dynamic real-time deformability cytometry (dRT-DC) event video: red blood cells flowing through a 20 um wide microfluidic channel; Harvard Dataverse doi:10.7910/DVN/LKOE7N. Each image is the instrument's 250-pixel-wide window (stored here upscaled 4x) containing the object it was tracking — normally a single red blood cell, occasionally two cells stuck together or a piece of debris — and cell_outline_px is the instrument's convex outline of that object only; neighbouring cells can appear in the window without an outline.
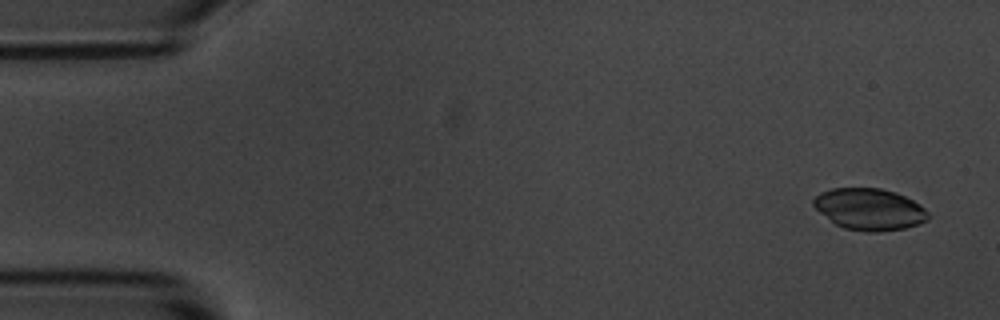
{"species": "common noctule bat (a hibernating species)", "species_latin": "Nyctalus noctula", "temperature_condition": "room temperature", "stored_images_in_passage": 4, "camera_frame_rate_fps": 3000, "um_per_image_px": 0.085, "animal": {"sex": "male", "body_mass_g": 20.1, "forearm_length_mm": 53.5}, "frame": {"image": 1, "passage_image": 1, "time_ms": 0.0, "image_size_px": [1000, 320], "cell_outline_px": [[932, 216], [928, 220], [904, 228], [880, 232], [864, 232], [844, 228], [836, 224], [820, 212], [812, 204], [812, 200], [820, 192], [832, 188], [880, 188], [896, 192], [920, 204]], "centroid_in_image_um": [73.91, 17.78], "position_along_channel_um": 11.1, "area_um2": 27.86}}